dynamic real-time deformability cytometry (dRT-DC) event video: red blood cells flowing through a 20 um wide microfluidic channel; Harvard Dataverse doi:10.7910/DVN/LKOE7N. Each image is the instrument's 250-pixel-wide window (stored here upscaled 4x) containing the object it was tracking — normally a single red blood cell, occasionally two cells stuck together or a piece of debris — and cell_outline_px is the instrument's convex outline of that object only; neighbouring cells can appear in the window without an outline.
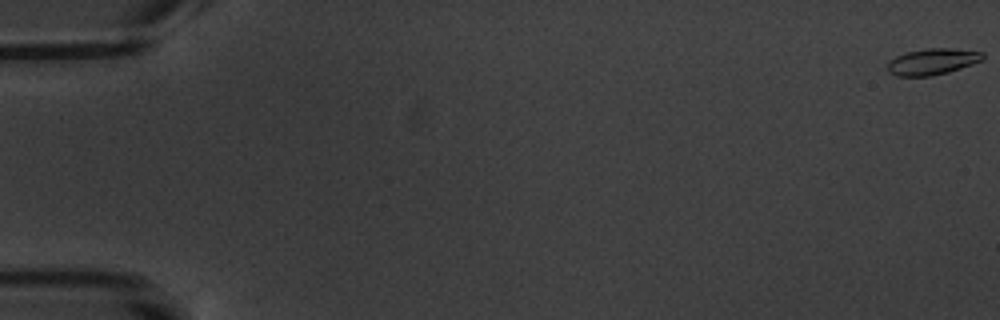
{"species": "common noctule bat (a hibernating species)", "species_latin": "Nyctalus noctula", "temperature_condition": "warm", "stored_images_in_passage": 9, "camera_frame_rate_fps": 3000, "um_per_image_px": 0.085, "animal": {"sex": "male", "body_mass_g": 20.1, "forearm_length_mm": 53.5}, "frame": {"image": 1, "passage_image": 1, "time_ms": 0.0, "image_size_px": [1000, 320], "cell_outline_px": [[984, 60], [948, 72], [932, 76], [896, 76], [888, 72], [888, 60], [896, 56], [908, 52], [928, 48], [952, 48], [984, 52]], "centroid_in_image_um": [79.26, 5.24], "position_along_channel_um": 5.7, "area_um2": 14.62}}
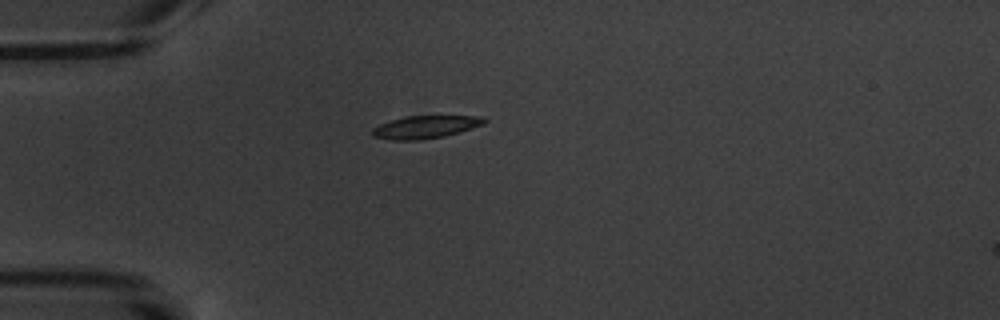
{"frame": {"image": 2, "passage_image": 6, "time_ms": 5.667, "image_size_px": [1000, 320], "cell_outline_px": [[488, 120], [484, 124], [460, 132], [444, 136], [420, 140], [392, 140], [372, 136], [372, 128], [380, 124], [392, 120], [408, 116], [484, 116]], "centroid_in_image_um": [36.18, 10.8], "position_along_channel_um": 48.8, "area_um2": 14.8}}
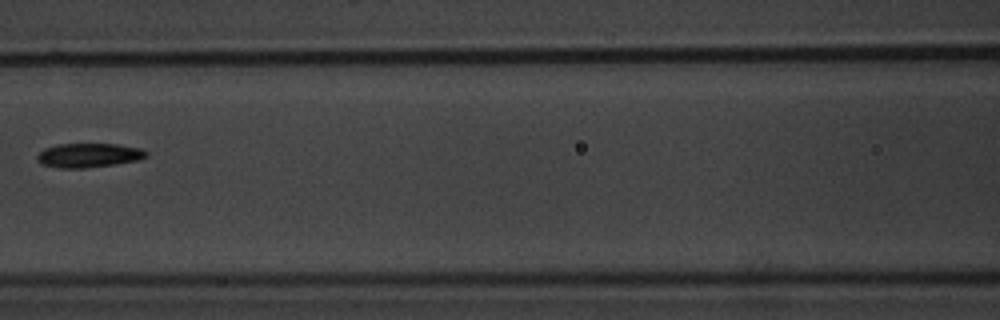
{"frame": {"image": 3, "passage_image": 9, "time_ms": 9.333, "image_size_px": [1000, 320], "cell_outline_px": [[148, 156], [136, 160], [116, 164], [84, 168], [60, 168], [40, 164], [36, 160], [36, 156], [44, 148], [56, 144], [116, 144], [140, 148], [148, 152]], "centroid_in_image_um": [7.5, 13.2], "position_along_channel_um": 159.1, "area_um2": 15.43}}